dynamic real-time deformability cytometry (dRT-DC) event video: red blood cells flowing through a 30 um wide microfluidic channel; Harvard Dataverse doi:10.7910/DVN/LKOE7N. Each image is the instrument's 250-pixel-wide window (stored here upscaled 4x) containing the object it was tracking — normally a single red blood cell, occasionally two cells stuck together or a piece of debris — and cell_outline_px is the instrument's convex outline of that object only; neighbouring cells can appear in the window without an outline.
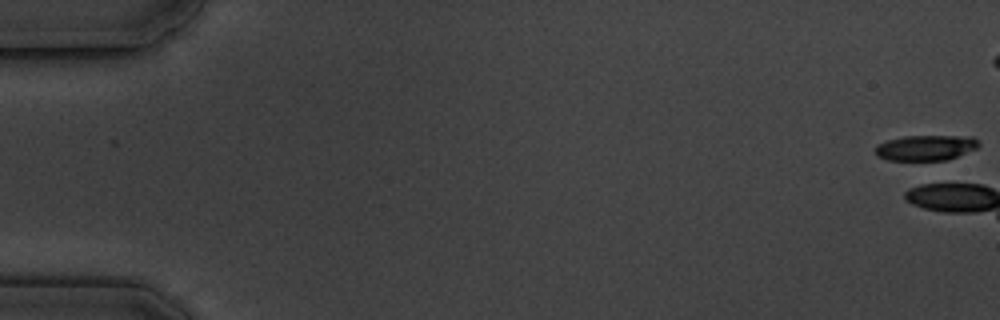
{"species": "common noctule bat (a hibernating species)", "species_latin": "Nyctalus noctula", "temperature_condition": "cold", "stored_images_in_passage": 1, "camera_frame_rate_fps": 3000, "um_per_image_px": 0.085, "animal": {"sex": "male", "body_mass_g": 19.5, "forearm_length_mm": 54.6}, "frame": {"image": 1, "passage_image": 1, "time_ms": 0.0, "image_size_px": [1000, 320], "cell_outline_px": [[980, 144], [976, 148], [948, 160], [888, 160], [876, 156], [876, 144], [888, 140], [904, 136], [972, 136]], "centroid_in_image_um": [78.67, 12.56], "position_along_channel_um": 6.3, "area_um2": 15.26}}